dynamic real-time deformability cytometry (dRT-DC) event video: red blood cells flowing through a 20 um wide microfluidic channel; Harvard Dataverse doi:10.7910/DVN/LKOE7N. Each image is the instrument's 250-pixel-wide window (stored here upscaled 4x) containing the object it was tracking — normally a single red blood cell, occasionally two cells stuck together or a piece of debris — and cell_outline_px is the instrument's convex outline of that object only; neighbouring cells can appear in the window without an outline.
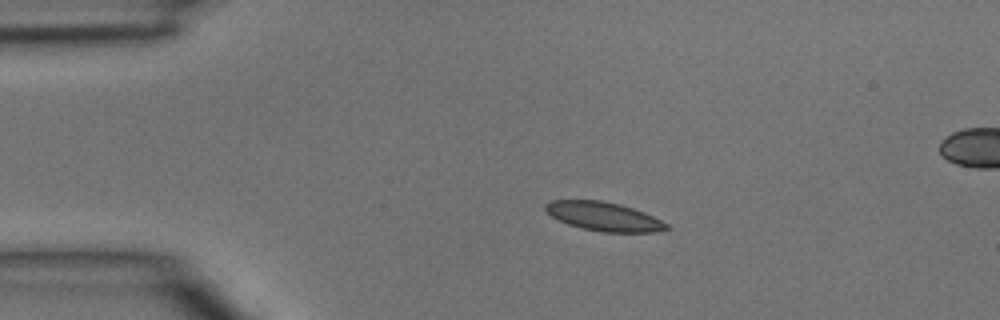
{"species": "common noctule bat (a hibernating species)", "species_latin": "Nyctalus noctula", "temperature_condition": "room temperature", "stored_images_in_passage": 3, "segment_of_instrument_passage": [1, 2], "camera_frame_rate_fps": 3000, "um_per_image_px": 0.085, "animal": {"sex": "male", "body_mass_g": 15.6}, "frame": {"image": 1, "passage_image": 1, "time_ms": 0.0, "image_size_px": [1000, 320], "cell_outline_px": [[672, 228], [656, 232], [604, 232], [580, 228], [568, 224], [552, 216], [544, 208], [544, 204], [552, 200], [600, 200], [620, 204], [644, 212], [668, 224]], "centroid_in_image_um": [51.34, 18.4], "position_along_channel_um": 33.7, "area_um2": 20.29}}